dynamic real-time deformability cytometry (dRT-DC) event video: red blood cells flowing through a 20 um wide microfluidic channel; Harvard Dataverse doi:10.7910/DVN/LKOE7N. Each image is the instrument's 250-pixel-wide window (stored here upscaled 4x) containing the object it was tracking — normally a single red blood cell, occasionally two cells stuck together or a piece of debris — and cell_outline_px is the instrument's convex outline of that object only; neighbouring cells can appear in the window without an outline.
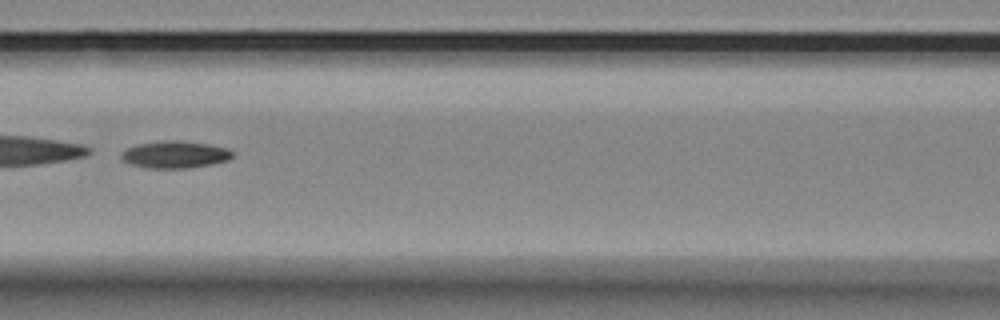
{"species": "Egyptian fruit bat (a non-hibernating species)", "species_latin": "Rousettus aegyptiacus", "temperature_condition": "room temperature", "stored_images_in_passage": 33, "camera_frame_rate_fps": 3000, "um_per_image_px": 0.085, "animal": {"sex": "female"}, "frame": {"image": 1, "passage_image": 10, "time_ms": 3.0, "image_size_px": [1000, 320], "cell_outline_px": [[232, 156], [228, 160], [212, 164], [188, 168], [148, 168], [128, 164], [120, 160], [120, 152], [136, 144], [164, 140], [180, 140], [208, 144], [228, 148], [232, 152]], "centroid_in_image_um": [14.81, 13.13], "position_along_channel_um": 151.8, "area_um2": 17.8}, "authors_computed_cell_mechanics": {"area_um2": 17.4556, "velocity_mm_per_s": 3.7054, "shape_relaxation_time_tau1_ms": 0.6476, "shape_relaxation_time_tau2_ms": null, "deformation_change_tau1": 0.2673, "deformation_change_tau2": null}}